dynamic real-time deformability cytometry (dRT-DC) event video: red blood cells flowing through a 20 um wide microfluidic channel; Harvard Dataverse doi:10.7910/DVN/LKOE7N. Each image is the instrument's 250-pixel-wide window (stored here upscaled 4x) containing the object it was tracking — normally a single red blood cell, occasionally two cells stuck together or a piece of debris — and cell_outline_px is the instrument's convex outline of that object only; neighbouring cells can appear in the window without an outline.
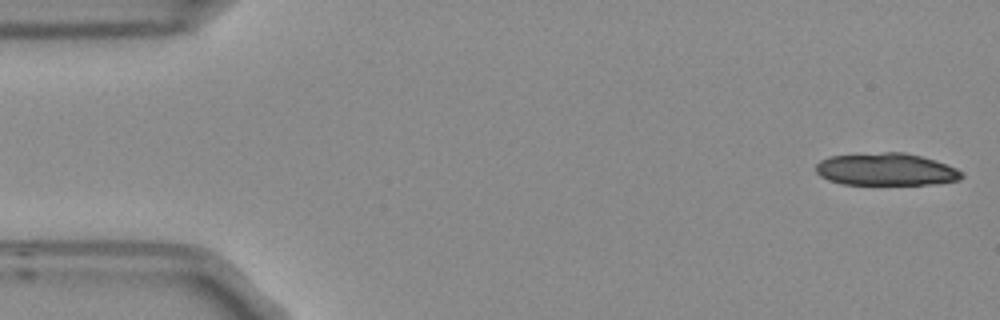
{"species": "Egyptian fruit bat (a non-hibernating species)", "species_latin": "Rousettus aegyptiacus", "temperature_condition": "room temperature", "stored_images_in_passage": 4, "camera_frame_rate_fps": 3000, "um_per_image_px": 0.085, "frame": {"image": 1, "passage_image": 1, "time_ms": 0.0, "image_size_px": [1000, 320], "cell_outline_px": [[964, 176], [960, 180], [936, 184], [844, 184], [828, 180], [820, 176], [816, 172], [816, 164], [820, 160], [828, 156], [884, 152], [904, 152], [936, 160], [956, 168], [964, 172]], "centroid_in_image_um": [75.33, 14.4], "position_along_channel_um": 9.7, "area_um2": 27.69}}